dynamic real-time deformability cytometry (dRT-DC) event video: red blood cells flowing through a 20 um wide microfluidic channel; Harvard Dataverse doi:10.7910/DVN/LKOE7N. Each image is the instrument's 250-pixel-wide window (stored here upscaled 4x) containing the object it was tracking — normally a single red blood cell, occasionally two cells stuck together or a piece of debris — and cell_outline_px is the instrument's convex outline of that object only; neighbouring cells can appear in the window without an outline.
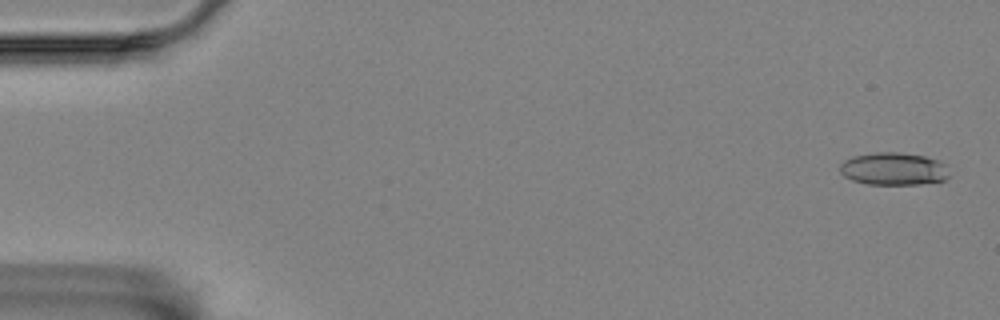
{"species": "Egyptian fruit bat (a non-hibernating species)", "species_latin": "Rousettus aegyptiacus", "temperature_condition": "room temperature", "stored_images_in_passage": 56, "camera_frame_rate_fps": 3000, "um_per_image_px": 0.085, "animal": {"sex": "female"}, "frame": {"image": 1, "passage_image": 2, "time_ms": 0.333, "image_size_px": [1000, 320], "cell_outline_px": [[948, 176], [944, 180], [920, 184], [868, 184], [852, 180], [844, 176], [840, 172], [840, 164], [844, 160], [852, 156], [872, 152], [900, 152], [924, 156], [940, 160], [944, 164]], "centroid_in_image_um": [75.92, 14.34], "position_along_channel_um": 9.1, "area_um2": 20.81}}
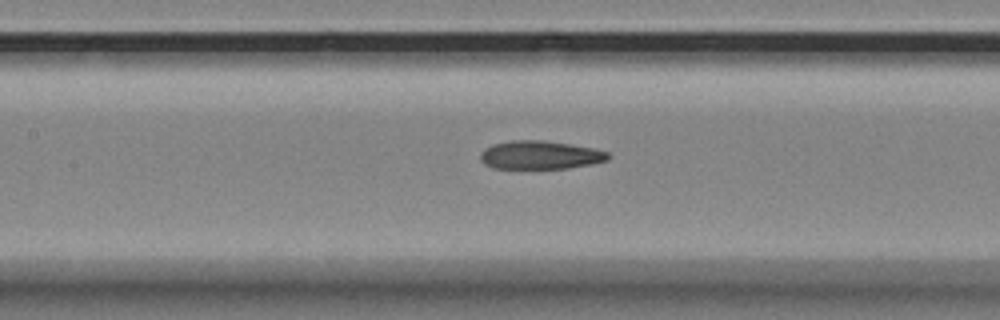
{"frame": {"image": 2, "passage_image": 26, "time_ms": 8.333, "image_size_px": [1000, 320], "cell_outline_px": [[608, 160], [592, 164], [568, 168], [492, 168], [484, 164], [480, 160], [480, 152], [484, 148], [492, 144], [512, 140], [544, 140], [592, 148], [608, 152]], "centroid_in_image_um": [45.86, 13.17], "position_along_channel_um": 161.5, "area_um2": 21.1}}
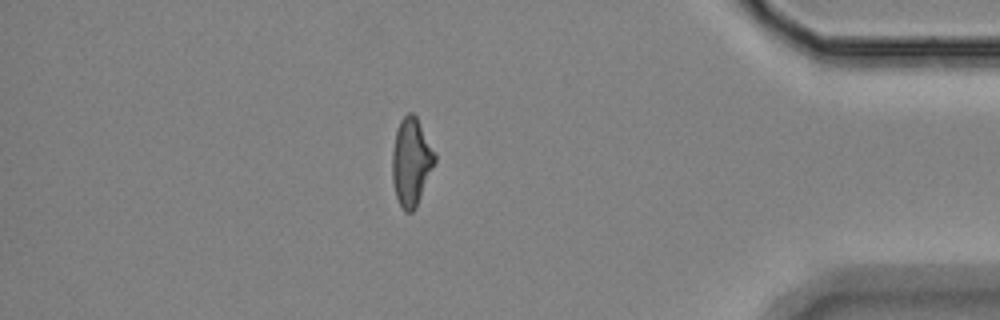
{"frame": {"image": 3, "passage_image": 49, "time_ms": 16.0, "image_size_px": [1000, 320], "cell_outline_px": [[436, 160], [416, 208], [412, 212], [404, 212], [396, 196], [392, 180], [392, 152], [396, 132], [400, 120], [408, 112], [412, 112], [416, 116], [436, 156]], "centroid_in_image_um": [34.94, 13.78], "position_along_channel_um": 400.3, "area_um2": 21.5}, "authors_computed_cell_mechanics": {"area_um2": 21.7906, "velocity_mm_per_s": 3.5725, "shape_relaxation_time_tau1_ms": 6.5399, "shape_relaxation_time_tau2_ms": 3.0249, "deformation_change_tau1": 0.2148, "deformation_change_tau2": 0.1198}}